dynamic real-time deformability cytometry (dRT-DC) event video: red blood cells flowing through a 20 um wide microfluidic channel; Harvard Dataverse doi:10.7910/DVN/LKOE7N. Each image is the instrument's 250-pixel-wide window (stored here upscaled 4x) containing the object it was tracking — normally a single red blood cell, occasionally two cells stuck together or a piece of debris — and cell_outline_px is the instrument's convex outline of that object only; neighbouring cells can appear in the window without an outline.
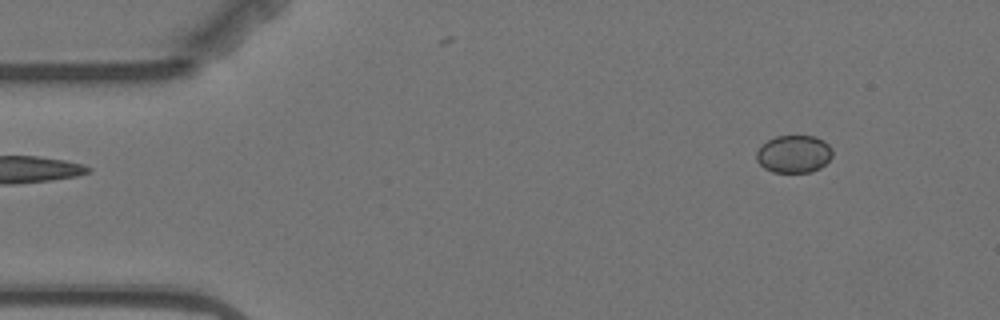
{"species": "Egyptian fruit bat (a non-hibernating species)", "species_latin": "Rousettus aegyptiacus", "temperature_condition": "warm", "stored_images_in_passage": 3, "camera_frame_rate_fps": 3000, "um_per_image_px": 0.085, "animal": {"sex": "female"}, "frame": {"image": 1, "passage_image": 1, "time_ms": 0.0, "image_size_px": [1000, 320], "cell_outline_px": [[832, 156], [820, 168], [812, 172], [772, 172], [764, 168], [756, 160], [756, 152], [768, 140], [776, 136], [816, 136], [824, 140], [832, 148]], "centroid_in_image_um": [67.49, 13.09], "position_along_channel_um": 17.5, "area_um2": 16.65}}
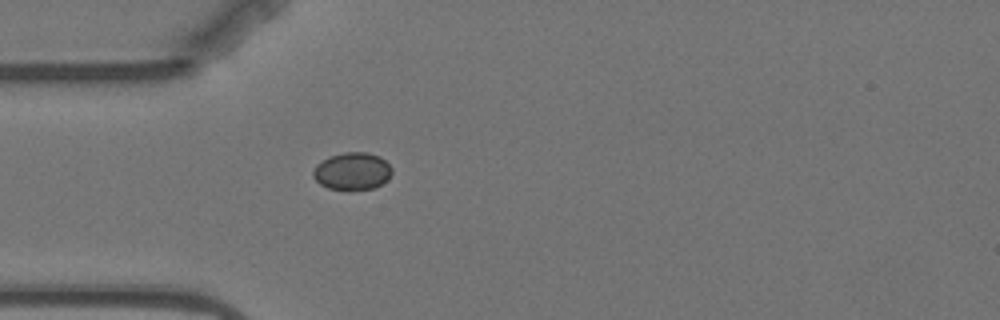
{"frame": {"image": 2, "passage_image": 3, "time_ms": 3.333, "image_size_px": [1000, 320], "cell_outline_px": [[392, 172], [388, 180], [372, 188], [348, 192], [328, 188], [320, 184], [312, 176], [312, 172], [316, 164], [328, 156], [344, 152], [368, 152], [380, 156], [392, 168]], "centroid_in_image_um": [29.92, 14.57], "position_along_channel_um": 55.1, "area_um2": 17.63}}